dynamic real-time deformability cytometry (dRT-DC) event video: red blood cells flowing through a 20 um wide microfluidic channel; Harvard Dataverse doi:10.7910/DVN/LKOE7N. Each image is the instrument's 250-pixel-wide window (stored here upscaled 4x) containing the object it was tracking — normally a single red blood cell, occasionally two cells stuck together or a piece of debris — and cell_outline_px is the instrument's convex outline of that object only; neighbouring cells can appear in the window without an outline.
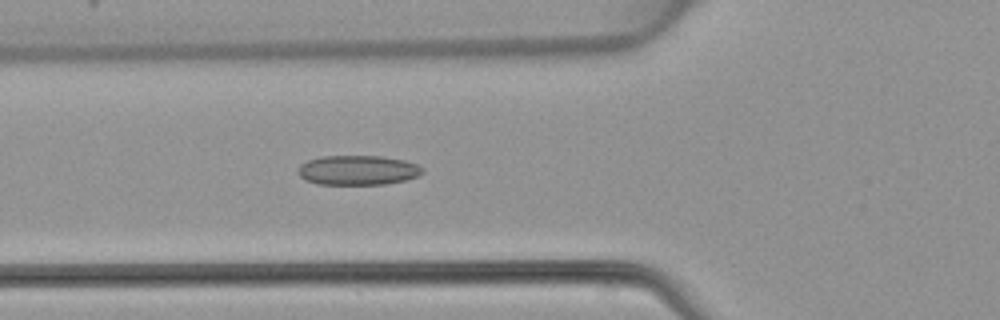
{"species": "common noctule bat (a hibernating species)", "species_latin": "Nyctalus noctula", "temperature_condition": "warm", "stored_images_in_passage": 48, "camera_frame_rate_fps": 3000, "um_per_image_px": 0.085, "animal": {"sex": "female", "body_mass_g": 22.7, "forearm_length_mm": 54.2}, "frame": {"image": 1, "passage_image": 18, "time_ms": 5.667, "image_size_px": [1000, 320], "cell_outline_px": [[424, 172], [416, 176], [404, 180], [384, 184], [320, 184], [304, 180], [300, 176], [300, 164], [308, 160], [320, 156], [380, 156], [404, 160], [416, 164], [424, 168]], "centroid_in_image_um": [30.42, 14.46], "position_along_channel_um": 95.4, "area_um2": 21.33}}
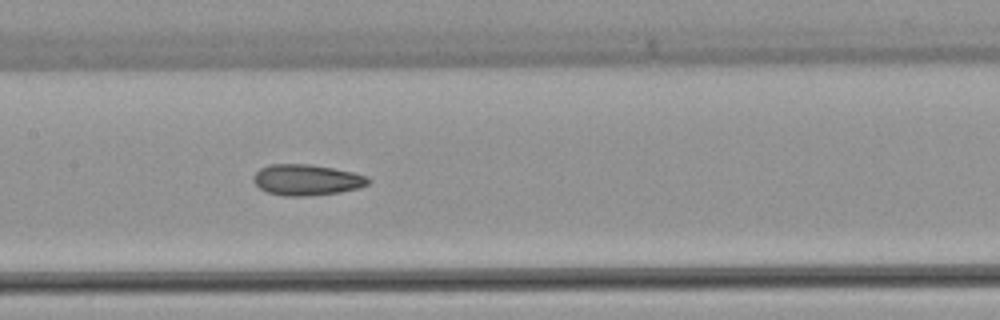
{"frame": {"image": 2, "passage_image": 24, "time_ms": 7.667, "image_size_px": [1000, 320], "cell_outline_px": [[372, 180], [368, 184], [360, 188], [340, 192], [304, 196], [284, 196], [268, 192], [260, 188], [252, 180], [252, 176], [260, 168], [268, 164], [312, 164], [352, 172], [368, 176]], "centroid_in_image_um": [26.07, 15.28], "position_along_channel_um": 181.3, "area_um2": 20.81}}
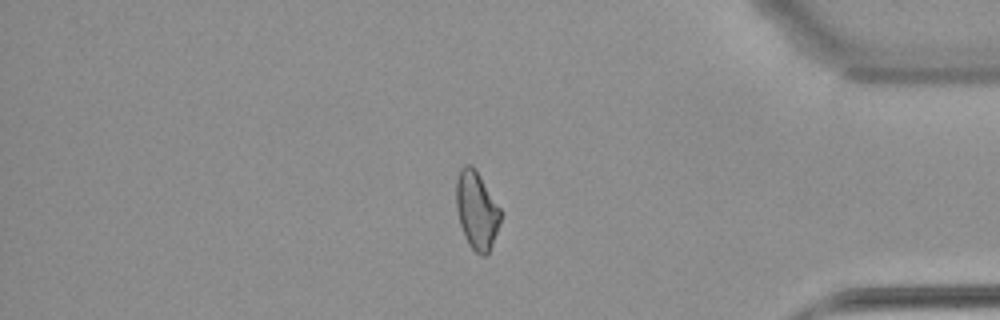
{"frame": {"image": 3, "passage_image": 41, "time_ms": 13.333, "image_size_px": [1000, 320], "cell_outline_px": [[500, 220], [492, 244], [488, 252], [484, 256], [480, 256], [468, 244], [464, 236], [460, 224], [456, 208], [456, 180], [460, 168], [464, 164], [472, 164], [480, 176], [500, 208]], "centroid_in_image_um": [40.48, 17.85], "position_along_channel_um": 394.7, "area_um2": 19.94}}